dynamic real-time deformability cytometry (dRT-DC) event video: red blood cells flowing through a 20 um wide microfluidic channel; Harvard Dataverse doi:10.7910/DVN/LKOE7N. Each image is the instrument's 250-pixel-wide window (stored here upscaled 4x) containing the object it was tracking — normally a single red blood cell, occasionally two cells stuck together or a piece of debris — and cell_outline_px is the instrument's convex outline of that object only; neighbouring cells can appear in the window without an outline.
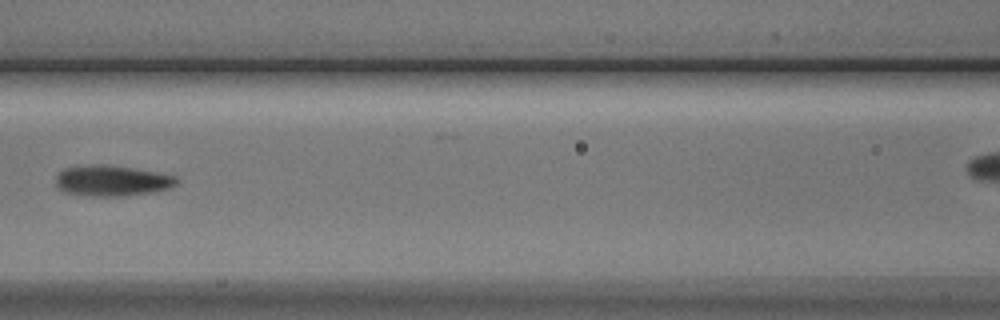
{"species": "Egyptian fruit bat (a non-hibernating species)", "species_latin": "Rousettus aegyptiacus", "temperature_condition": "cold", "stored_images_in_passage": 6, "camera_frame_rate_fps": 3000, "um_per_image_px": 0.085, "animal": {"sex": "male"}, "frame": {"image": 1, "passage_image": 5, "time_ms": 4.667, "image_size_px": [1000, 320], "cell_outline_px": [[180, 180], [176, 184], [168, 188], [152, 192], [116, 196], [92, 196], [64, 192], [56, 184], [56, 176], [64, 168], [92, 164], [96, 164], [132, 168], [156, 172], [176, 176]], "centroid_in_image_um": [9.51, 15.36], "position_along_channel_um": 157.1, "area_um2": 21.33}}